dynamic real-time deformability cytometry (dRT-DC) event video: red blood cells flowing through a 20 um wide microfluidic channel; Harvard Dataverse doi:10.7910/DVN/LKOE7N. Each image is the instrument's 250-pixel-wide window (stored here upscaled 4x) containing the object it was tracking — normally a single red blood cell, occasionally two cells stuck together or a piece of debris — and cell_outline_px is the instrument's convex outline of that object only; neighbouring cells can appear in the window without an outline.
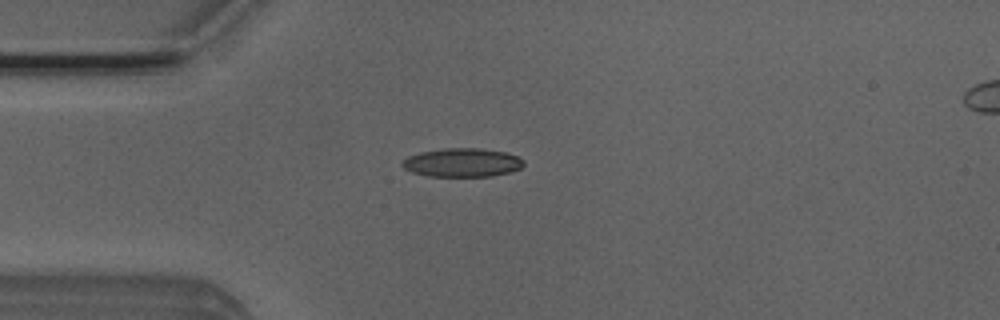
{"species": "Egyptian fruit bat (a non-hibernating species)", "species_latin": "Rousettus aegyptiacus", "temperature_condition": "room temperature", "stored_images_in_passage": 4, "camera_frame_rate_fps": 3000, "um_per_image_px": 0.085, "animal": {"sex": "male"}, "frame": {"image": 1, "passage_image": 3, "time_ms": 0.667, "image_size_px": [1000, 320], "cell_outline_px": [[524, 164], [520, 168], [508, 172], [492, 176], [428, 176], [412, 172], [404, 168], [400, 164], [408, 156], [420, 152], [444, 148], [480, 148], [504, 152], [516, 156], [524, 160]], "centroid_in_image_um": [39.27, 13.81], "position_along_channel_um": 45.7, "area_um2": 20.17}}